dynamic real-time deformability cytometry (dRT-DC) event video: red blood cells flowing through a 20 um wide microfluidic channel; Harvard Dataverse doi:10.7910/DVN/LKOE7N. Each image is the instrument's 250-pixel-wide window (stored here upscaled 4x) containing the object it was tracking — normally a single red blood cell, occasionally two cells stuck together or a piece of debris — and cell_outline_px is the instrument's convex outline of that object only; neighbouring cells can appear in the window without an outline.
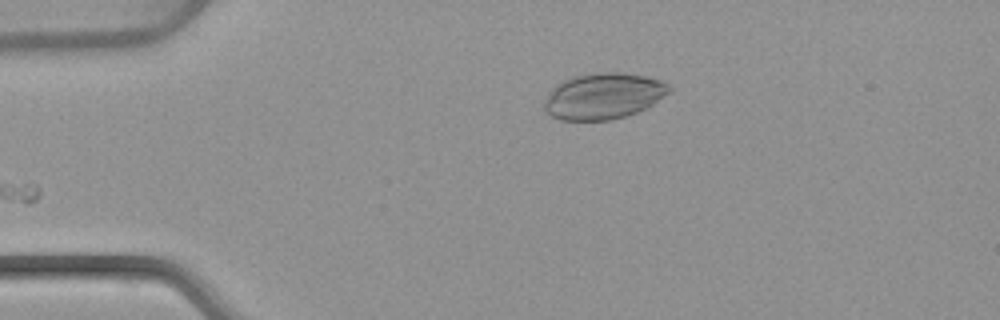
{"species": "common noctule bat (a hibernating species)", "species_latin": "Nyctalus noctula", "temperature_condition": "warm", "stored_images_in_passage": 6, "camera_frame_rate_fps": 3000, "um_per_image_px": 0.085, "animal": {"sex": "female", "body_mass_g": 22.7, "forearm_length_mm": 54.2}, "frame": {"image": 1, "passage_image": 6, "time_ms": 7.333, "image_size_px": [1000, 320], "cell_outline_px": [[672, 88], [668, 92], [652, 104], [636, 112], [624, 116], [608, 120], [560, 120], [544, 112], [544, 100], [548, 92], [556, 84], [572, 76], [592, 72], [620, 72], [648, 76], [660, 80], [668, 84]], "centroid_in_image_um": [51.24, 8.15], "position_along_channel_um": 33.8, "area_um2": 33.64}}